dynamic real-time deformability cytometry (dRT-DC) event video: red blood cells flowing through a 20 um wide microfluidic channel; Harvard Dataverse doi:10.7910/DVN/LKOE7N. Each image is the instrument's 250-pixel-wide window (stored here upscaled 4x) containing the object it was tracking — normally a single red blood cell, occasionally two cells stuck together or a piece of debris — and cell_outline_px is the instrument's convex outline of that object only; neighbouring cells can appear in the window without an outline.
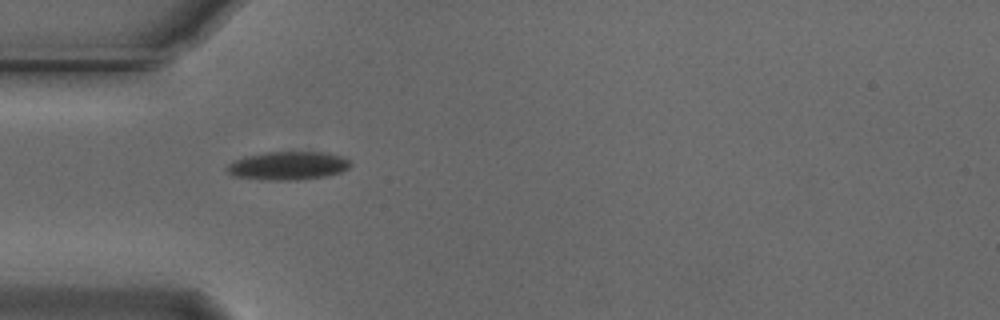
{"species": "Egyptian fruit bat (a non-hibernating species)", "species_latin": "Rousettus aegyptiacus", "temperature_condition": "cold", "stored_images_in_passage": 39, "camera_frame_rate_fps": 3000, "um_per_image_px": 0.085, "animal": {"sex": "male"}, "frame": {"image": 1, "passage_image": 1, "time_ms": 0.0, "image_size_px": [1000, 320], "cell_outline_px": [[352, 164], [348, 168], [340, 172], [324, 176], [296, 180], [268, 180], [236, 176], [228, 172], [224, 168], [228, 164], [244, 156], [268, 152], [324, 152], [344, 156]], "centroid_in_image_um": [24.49, 14.07], "position_along_channel_um": 60.5, "area_um2": 20.29}}
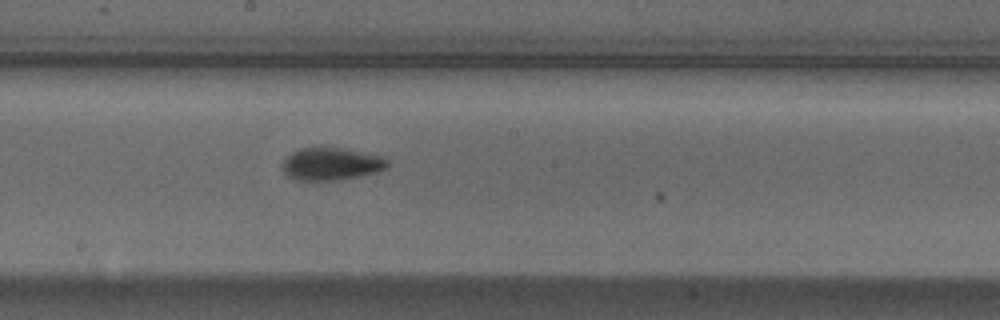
{"frame": {"image": 2, "passage_image": 14, "time_ms": 4.333, "image_size_px": [1000, 320], "cell_outline_px": [[388, 168], [376, 172], [336, 180], [296, 180], [288, 176], [280, 168], [280, 164], [292, 152], [300, 148], [344, 148], [380, 156], [388, 160]], "centroid_in_image_um": [28.12, 13.94], "position_along_channel_um": 220.1, "area_um2": 19.77}}
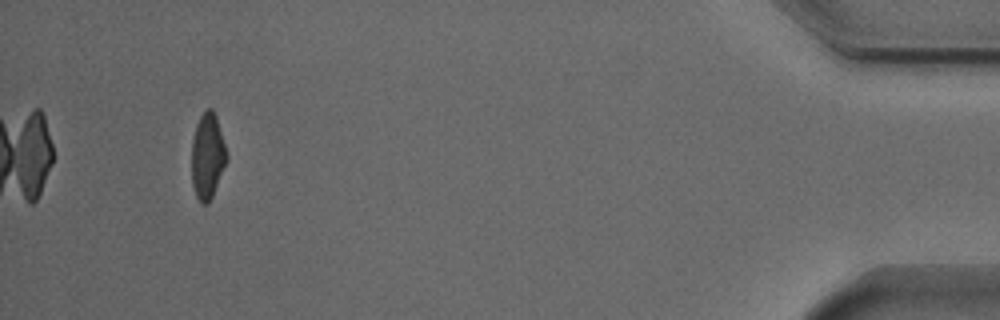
{"frame": {"image": 3, "passage_image": 36, "time_ms": 11.667, "image_size_px": [1000, 320], "cell_outline_px": [[228, 156], [212, 196], [208, 204], [200, 204], [196, 196], [192, 184], [192, 140], [196, 124], [200, 116], [208, 108], [212, 108], [216, 116]], "centroid_in_image_um": [17.62, 13.27], "position_along_channel_um": 417.6, "area_um2": 17.28}, "authors_computed_cell_mechanics": {"area_um2": 18.9006, "velocity_mm_per_s": 3.7328, "shape_relaxation_time_tau1_ms": 3.4572, "shape_relaxation_time_tau2_ms": 3.1082, "deformation_change_tau1": 0.1569, "deformation_change_tau2": 0.0967}}